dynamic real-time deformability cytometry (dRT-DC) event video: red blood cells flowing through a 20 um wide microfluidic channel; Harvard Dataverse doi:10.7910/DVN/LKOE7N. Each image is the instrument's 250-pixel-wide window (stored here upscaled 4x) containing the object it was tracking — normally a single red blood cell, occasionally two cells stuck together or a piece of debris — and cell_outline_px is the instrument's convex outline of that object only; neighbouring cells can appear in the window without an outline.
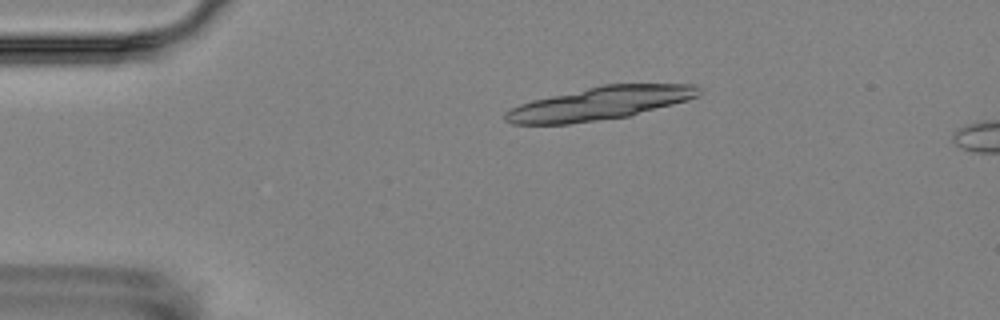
{"species": "Egyptian fruit bat (a non-hibernating species)", "species_latin": "Rousettus aegyptiacus", "temperature_condition": "room temperature", "stored_images_in_passage": 5, "camera_frame_rate_fps": 3000, "um_per_image_px": 0.085, "animal": {"sex": "female"}, "frame": {"image": 1, "passage_image": 3, "time_ms": 2.333, "image_size_px": [1000, 320], "cell_outline_px": [[700, 92], [696, 96], [688, 100], [628, 116], [568, 124], [512, 124], [504, 120], [504, 112], [508, 108], [532, 100], [604, 84], [692, 84], [700, 88]], "centroid_in_image_um": [50.94, 8.79], "position_along_channel_um": 34.1, "area_um2": 36.99}}